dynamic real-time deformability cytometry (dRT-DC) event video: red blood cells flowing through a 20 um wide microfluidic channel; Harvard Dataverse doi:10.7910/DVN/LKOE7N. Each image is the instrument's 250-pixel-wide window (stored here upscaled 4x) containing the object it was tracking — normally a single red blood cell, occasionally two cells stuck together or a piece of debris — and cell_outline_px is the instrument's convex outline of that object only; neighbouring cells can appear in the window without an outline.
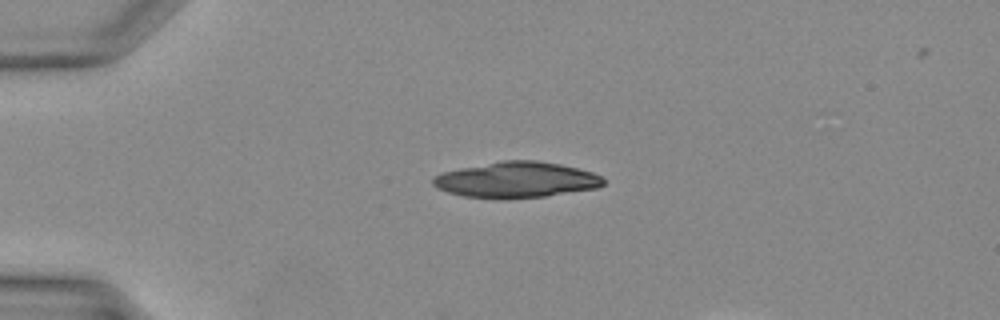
{"species": "Egyptian fruit bat (a non-hibernating species)", "species_latin": "Rousettus aegyptiacus", "temperature_condition": "warm", "stored_images_in_passage": 15, "camera_frame_rate_fps": 3000, "um_per_image_px": 0.085, "animal": {"sex": "female"}, "frame": {"image": 1, "passage_image": 5, "time_ms": 1.333, "image_size_px": [1000, 320], "cell_outline_px": [[604, 184], [600, 188], [544, 196], [504, 200], [500, 200], [464, 196], [448, 192], [436, 188], [432, 184], [432, 180], [436, 176], [444, 172], [460, 168], [504, 160], [536, 160], [560, 164], [592, 172], [600, 176], [604, 180]], "centroid_in_image_um": [43.89, 15.3], "position_along_channel_um": 41.1, "area_um2": 35.72}}